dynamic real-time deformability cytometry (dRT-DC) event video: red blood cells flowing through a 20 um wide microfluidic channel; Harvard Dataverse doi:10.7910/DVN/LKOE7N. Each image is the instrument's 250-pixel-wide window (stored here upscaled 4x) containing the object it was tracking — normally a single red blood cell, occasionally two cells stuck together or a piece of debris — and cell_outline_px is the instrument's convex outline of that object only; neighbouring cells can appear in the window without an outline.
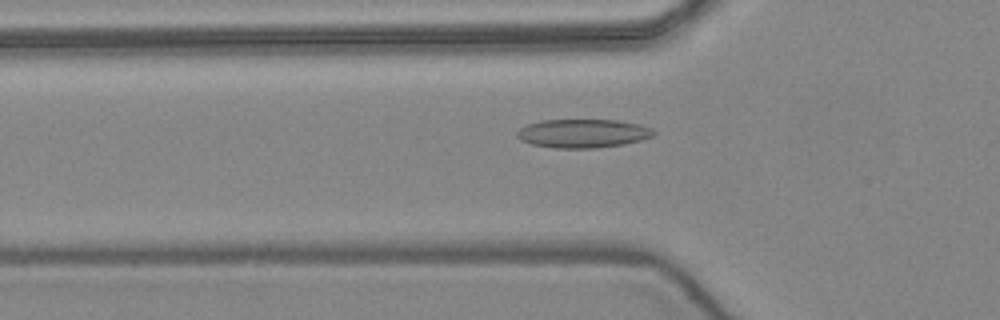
{"species": "common noctule bat (a hibernating species)", "species_latin": "Nyctalus noctula", "temperature_condition": "warm", "stored_images_in_passage": 52, "camera_frame_rate_fps": 3000, "um_per_image_px": 0.085, "animal": {"sex": "female", "body_mass_g": 24.6, "forearm_length_mm": 56.2}, "frame": {"image": 1, "passage_image": 18, "time_ms": 5.667, "image_size_px": [1000, 320], "cell_outline_px": [[656, 132], [652, 136], [640, 140], [624, 144], [596, 148], [556, 148], [532, 144], [520, 140], [516, 136], [516, 132], [520, 128], [528, 124], [540, 120], [616, 120], [640, 124]], "centroid_in_image_um": [49.51, 11.34], "position_along_channel_um": 76.3, "area_um2": 22.72}}
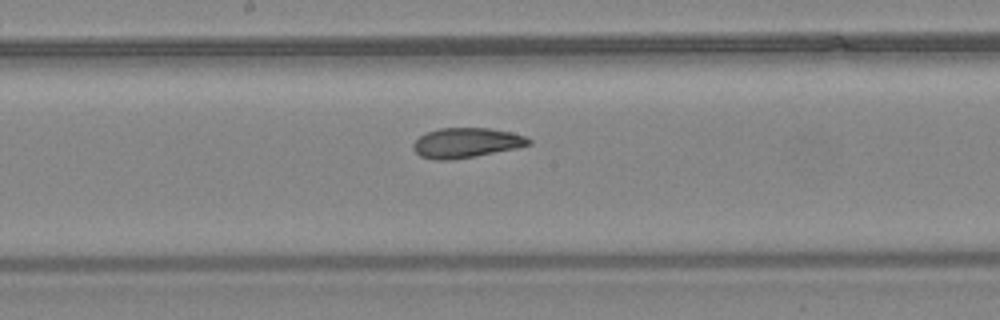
{"frame": {"image": 2, "passage_image": 28, "time_ms": 9.0, "image_size_px": [1000, 320], "cell_outline_px": [[532, 144], [516, 148], [472, 156], [448, 160], [436, 160], [420, 156], [412, 148], [412, 144], [424, 132], [440, 128], [492, 128], [512, 132], [528, 136], [532, 140]], "centroid_in_image_um": [39.64, 12.12], "position_along_channel_um": 208.6, "area_um2": 20.17}}
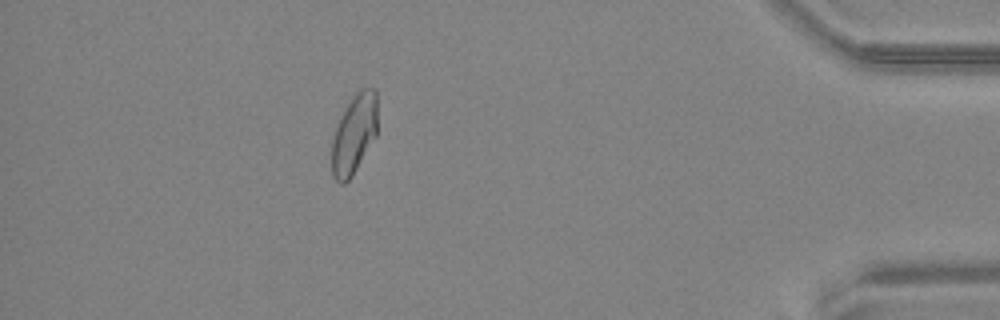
{"frame": {"image": 3, "passage_image": 47, "time_ms": 15.333, "image_size_px": [1000, 320], "cell_outline_px": [[376, 136], [352, 176], [344, 184], [340, 184], [332, 176], [332, 136], [352, 96], [356, 92], [364, 88], [376, 88]], "centroid_in_image_um": [30.09, 11.42], "position_along_channel_um": 405.1, "area_um2": 20.87}}